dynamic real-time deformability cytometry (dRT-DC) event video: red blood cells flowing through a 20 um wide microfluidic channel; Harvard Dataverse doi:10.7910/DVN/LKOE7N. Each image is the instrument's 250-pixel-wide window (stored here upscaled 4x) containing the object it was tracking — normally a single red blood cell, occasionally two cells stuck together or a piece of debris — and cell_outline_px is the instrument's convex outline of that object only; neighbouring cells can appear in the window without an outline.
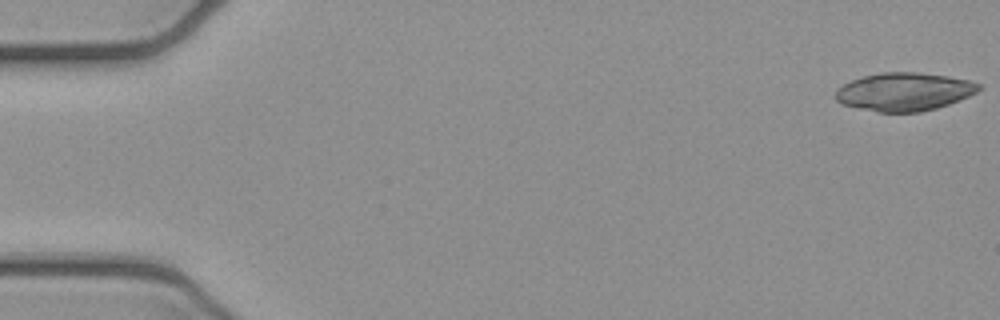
{"species": "common noctule bat (a hibernating species)", "species_latin": "Nyctalus noctula", "temperature_condition": "cold", "stored_images_in_passage": 5, "camera_frame_rate_fps": 3000, "um_per_image_px": 0.085, "animal": {"sex": "female", "body_mass_g": 21.9}, "frame": {"image": 1, "passage_image": 1, "time_ms": 0.0, "image_size_px": [1000, 320], "cell_outline_px": [[984, 88], [960, 100], [936, 108], [920, 112], [876, 112], [856, 108], [840, 104], [836, 100], [836, 88], [852, 80], [864, 76], [880, 72], [920, 72], [948, 76], [968, 80], [980, 84]], "centroid_in_image_um": [76.85, 7.8], "position_along_channel_um": 8.2, "area_um2": 32.08}}